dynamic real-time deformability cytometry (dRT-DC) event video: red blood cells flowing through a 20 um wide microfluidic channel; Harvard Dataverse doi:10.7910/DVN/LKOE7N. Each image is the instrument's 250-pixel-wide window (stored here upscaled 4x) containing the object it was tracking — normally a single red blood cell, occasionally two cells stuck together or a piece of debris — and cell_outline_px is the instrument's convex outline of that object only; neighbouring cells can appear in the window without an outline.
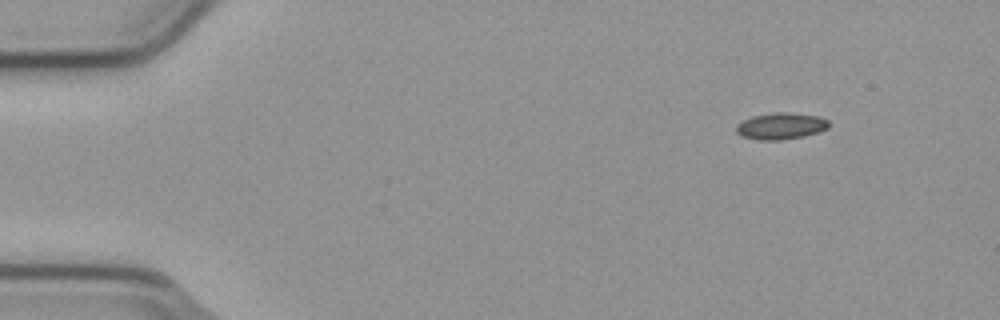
{"species": "common noctule bat (a hibernating species)", "species_latin": "Nyctalus noctula", "temperature_condition": "cold", "stored_images_in_passage": 49, "camera_frame_rate_fps": 3000, "um_per_image_px": 0.085, "animal": {"sex": "male", "body_mass_g": 23.1, "forearm_length_mm": 52.7}, "frame": {"image": 1, "passage_image": 1, "time_ms": 0.0, "image_size_px": [1000, 320], "cell_outline_px": [[828, 128], [804, 136], [780, 140], [756, 140], [740, 136], [736, 132], [736, 124], [752, 116], [776, 112], [784, 112], [820, 116], [828, 120]], "centroid_in_image_um": [66.33, 10.72], "position_along_channel_um": 18.7, "area_um2": 14.33}}
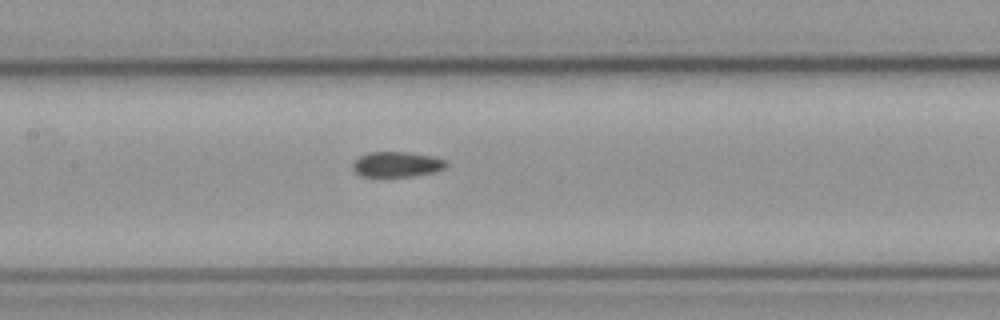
{"frame": {"image": 2, "passage_image": 21, "time_ms": 6.667, "image_size_px": [1000, 320], "cell_outline_px": [[448, 164], [444, 168], [432, 172], [412, 176], [360, 176], [352, 168], [352, 164], [360, 156], [368, 152], [404, 152], [432, 156], [444, 160]], "centroid_in_image_um": [33.7, 13.96], "position_along_channel_um": 173.7, "area_um2": 13.53}}
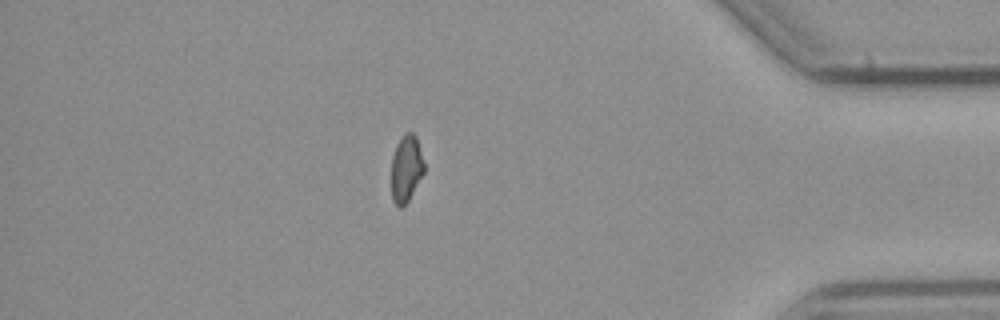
{"frame": {"image": 3, "passage_image": 42, "time_ms": 13.667, "image_size_px": [1000, 320], "cell_outline_px": [[424, 172], [408, 200], [400, 208], [392, 200], [392, 156], [396, 144], [404, 132], [412, 132], [416, 136], [424, 164]], "centroid_in_image_um": [34.52, 14.29], "position_along_channel_um": 400.7, "area_um2": 12.6}, "authors_computed_cell_mechanics": {"area_um2": 13.9298, "velocity_mm_per_s": 3.8005, "shape_relaxation_time_tau1_ms": null, "shape_relaxation_time_tau2_ms": 4.9335, "deformation_change_tau1": null, "deformation_change_tau2": 0.0785}}